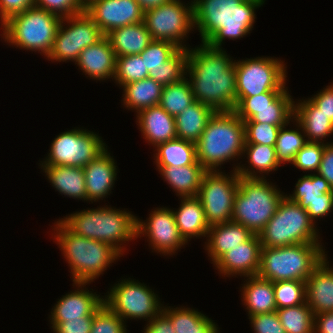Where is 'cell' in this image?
I'll use <instances>...</instances> for the list:
<instances>
[{"label":"cell","instance_id":"29","mask_svg":"<svg viewBox=\"0 0 333 333\" xmlns=\"http://www.w3.org/2000/svg\"><path fill=\"white\" fill-rule=\"evenodd\" d=\"M51 187L75 200L87 202L86 181L82 167L75 166H38Z\"/></svg>","mask_w":333,"mask_h":333},{"label":"cell","instance_id":"4","mask_svg":"<svg viewBox=\"0 0 333 333\" xmlns=\"http://www.w3.org/2000/svg\"><path fill=\"white\" fill-rule=\"evenodd\" d=\"M49 226L51 239L68 264L72 282L93 283L122 257L109 244L73 233L59 219Z\"/></svg>","mask_w":333,"mask_h":333},{"label":"cell","instance_id":"13","mask_svg":"<svg viewBox=\"0 0 333 333\" xmlns=\"http://www.w3.org/2000/svg\"><path fill=\"white\" fill-rule=\"evenodd\" d=\"M196 0L169 1L144 12L145 24L152 40L167 41L180 49H189L186 42L194 28L193 6ZM186 42V43H185Z\"/></svg>","mask_w":333,"mask_h":333},{"label":"cell","instance_id":"2","mask_svg":"<svg viewBox=\"0 0 333 333\" xmlns=\"http://www.w3.org/2000/svg\"><path fill=\"white\" fill-rule=\"evenodd\" d=\"M267 0H196L194 28L200 41L224 48L225 40L246 38L254 29L257 9Z\"/></svg>","mask_w":333,"mask_h":333},{"label":"cell","instance_id":"22","mask_svg":"<svg viewBox=\"0 0 333 333\" xmlns=\"http://www.w3.org/2000/svg\"><path fill=\"white\" fill-rule=\"evenodd\" d=\"M136 125L145 143L155 148L161 143L177 138L175 117L156 105L136 114Z\"/></svg>","mask_w":333,"mask_h":333},{"label":"cell","instance_id":"39","mask_svg":"<svg viewBox=\"0 0 333 333\" xmlns=\"http://www.w3.org/2000/svg\"><path fill=\"white\" fill-rule=\"evenodd\" d=\"M195 101L191 86L186 77L176 83L163 86L159 106L176 117Z\"/></svg>","mask_w":333,"mask_h":333},{"label":"cell","instance_id":"11","mask_svg":"<svg viewBox=\"0 0 333 333\" xmlns=\"http://www.w3.org/2000/svg\"><path fill=\"white\" fill-rule=\"evenodd\" d=\"M103 137L84 127L60 132L51 141L45 158L39 159L38 166H75L84 168L96 159L107 146Z\"/></svg>","mask_w":333,"mask_h":333},{"label":"cell","instance_id":"53","mask_svg":"<svg viewBox=\"0 0 333 333\" xmlns=\"http://www.w3.org/2000/svg\"><path fill=\"white\" fill-rule=\"evenodd\" d=\"M35 0H0V26L15 14L34 6Z\"/></svg>","mask_w":333,"mask_h":333},{"label":"cell","instance_id":"3","mask_svg":"<svg viewBox=\"0 0 333 333\" xmlns=\"http://www.w3.org/2000/svg\"><path fill=\"white\" fill-rule=\"evenodd\" d=\"M106 204L74 211L58 219L73 233L109 244L124 256L129 251L127 244L137 241V216L127 208Z\"/></svg>","mask_w":333,"mask_h":333},{"label":"cell","instance_id":"12","mask_svg":"<svg viewBox=\"0 0 333 333\" xmlns=\"http://www.w3.org/2000/svg\"><path fill=\"white\" fill-rule=\"evenodd\" d=\"M281 59L264 55L240 60L235 58L237 98L284 91L289 80L287 63Z\"/></svg>","mask_w":333,"mask_h":333},{"label":"cell","instance_id":"58","mask_svg":"<svg viewBox=\"0 0 333 333\" xmlns=\"http://www.w3.org/2000/svg\"><path fill=\"white\" fill-rule=\"evenodd\" d=\"M145 12L149 9L156 8L162 4L168 3L170 0H135Z\"/></svg>","mask_w":333,"mask_h":333},{"label":"cell","instance_id":"37","mask_svg":"<svg viewBox=\"0 0 333 333\" xmlns=\"http://www.w3.org/2000/svg\"><path fill=\"white\" fill-rule=\"evenodd\" d=\"M155 166H186L197 161L196 144L180 138L169 140L153 148Z\"/></svg>","mask_w":333,"mask_h":333},{"label":"cell","instance_id":"52","mask_svg":"<svg viewBox=\"0 0 333 333\" xmlns=\"http://www.w3.org/2000/svg\"><path fill=\"white\" fill-rule=\"evenodd\" d=\"M307 98L333 123V82Z\"/></svg>","mask_w":333,"mask_h":333},{"label":"cell","instance_id":"33","mask_svg":"<svg viewBox=\"0 0 333 333\" xmlns=\"http://www.w3.org/2000/svg\"><path fill=\"white\" fill-rule=\"evenodd\" d=\"M106 37L110 40L116 57L140 54L152 41L143 22L114 29Z\"/></svg>","mask_w":333,"mask_h":333},{"label":"cell","instance_id":"51","mask_svg":"<svg viewBox=\"0 0 333 333\" xmlns=\"http://www.w3.org/2000/svg\"><path fill=\"white\" fill-rule=\"evenodd\" d=\"M94 315L81 319H66L65 321H48L52 333H90Z\"/></svg>","mask_w":333,"mask_h":333},{"label":"cell","instance_id":"34","mask_svg":"<svg viewBox=\"0 0 333 333\" xmlns=\"http://www.w3.org/2000/svg\"><path fill=\"white\" fill-rule=\"evenodd\" d=\"M214 112L211 107L195 100L175 117L177 138L196 143Z\"/></svg>","mask_w":333,"mask_h":333},{"label":"cell","instance_id":"21","mask_svg":"<svg viewBox=\"0 0 333 333\" xmlns=\"http://www.w3.org/2000/svg\"><path fill=\"white\" fill-rule=\"evenodd\" d=\"M75 65L89 80L108 82L115 75L116 55L110 40L104 36L95 45L80 52Z\"/></svg>","mask_w":333,"mask_h":333},{"label":"cell","instance_id":"15","mask_svg":"<svg viewBox=\"0 0 333 333\" xmlns=\"http://www.w3.org/2000/svg\"><path fill=\"white\" fill-rule=\"evenodd\" d=\"M225 171H206L200 183L197 197L202 203L209 226L232 219L240 176L236 171Z\"/></svg>","mask_w":333,"mask_h":333},{"label":"cell","instance_id":"38","mask_svg":"<svg viewBox=\"0 0 333 333\" xmlns=\"http://www.w3.org/2000/svg\"><path fill=\"white\" fill-rule=\"evenodd\" d=\"M293 124V125H292ZM293 127H292V126ZM289 126V127H288ZM308 143L300 124L293 118L279 129L275 143L277 160L283 166L290 164L295 155Z\"/></svg>","mask_w":333,"mask_h":333},{"label":"cell","instance_id":"8","mask_svg":"<svg viewBox=\"0 0 333 333\" xmlns=\"http://www.w3.org/2000/svg\"><path fill=\"white\" fill-rule=\"evenodd\" d=\"M271 179L240 177L232 221L258 235L276 213L285 192Z\"/></svg>","mask_w":333,"mask_h":333},{"label":"cell","instance_id":"5","mask_svg":"<svg viewBox=\"0 0 333 333\" xmlns=\"http://www.w3.org/2000/svg\"><path fill=\"white\" fill-rule=\"evenodd\" d=\"M195 144L197 161L206 171H222L231 162L230 170L236 171L245 144L244 123L233 110L215 111Z\"/></svg>","mask_w":333,"mask_h":333},{"label":"cell","instance_id":"18","mask_svg":"<svg viewBox=\"0 0 333 333\" xmlns=\"http://www.w3.org/2000/svg\"><path fill=\"white\" fill-rule=\"evenodd\" d=\"M90 284L92 282H73L74 289L58 298L50 309L49 321L81 319L94 315L104 303V295L89 289Z\"/></svg>","mask_w":333,"mask_h":333},{"label":"cell","instance_id":"47","mask_svg":"<svg viewBox=\"0 0 333 333\" xmlns=\"http://www.w3.org/2000/svg\"><path fill=\"white\" fill-rule=\"evenodd\" d=\"M281 126L284 125L244 123L245 144L275 146Z\"/></svg>","mask_w":333,"mask_h":333},{"label":"cell","instance_id":"44","mask_svg":"<svg viewBox=\"0 0 333 333\" xmlns=\"http://www.w3.org/2000/svg\"><path fill=\"white\" fill-rule=\"evenodd\" d=\"M180 48L173 43L160 40H152L146 49L140 53L148 72L159 69L171 59Z\"/></svg>","mask_w":333,"mask_h":333},{"label":"cell","instance_id":"35","mask_svg":"<svg viewBox=\"0 0 333 333\" xmlns=\"http://www.w3.org/2000/svg\"><path fill=\"white\" fill-rule=\"evenodd\" d=\"M292 202L306 209L312 201L333 200V188L318 173L304 174L297 179L293 191L285 193Z\"/></svg>","mask_w":333,"mask_h":333},{"label":"cell","instance_id":"45","mask_svg":"<svg viewBox=\"0 0 333 333\" xmlns=\"http://www.w3.org/2000/svg\"><path fill=\"white\" fill-rule=\"evenodd\" d=\"M325 146L326 144L321 142H308L295 155L290 164L299 169V171H303L304 174L317 173Z\"/></svg>","mask_w":333,"mask_h":333},{"label":"cell","instance_id":"9","mask_svg":"<svg viewBox=\"0 0 333 333\" xmlns=\"http://www.w3.org/2000/svg\"><path fill=\"white\" fill-rule=\"evenodd\" d=\"M320 232L305 209L284 196L276 213L258 236L262 248H276L300 243H324Z\"/></svg>","mask_w":333,"mask_h":333},{"label":"cell","instance_id":"23","mask_svg":"<svg viewBox=\"0 0 333 333\" xmlns=\"http://www.w3.org/2000/svg\"><path fill=\"white\" fill-rule=\"evenodd\" d=\"M254 234L242 224L235 221H227L223 224L210 226L204 250L211 264H215L225 253L235 246L248 241Z\"/></svg>","mask_w":333,"mask_h":333},{"label":"cell","instance_id":"10","mask_svg":"<svg viewBox=\"0 0 333 333\" xmlns=\"http://www.w3.org/2000/svg\"><path fill=\"white\" fill-rule=\"evenodd\" d=\"M104 294V303L126 324L128 320L145 321L155 318L163 310L164 302L155 291L135 278L118 279Z\"/></svg>","mask_w":333,"mask_h":333},{"label":"cell","instance_id":"46","mask_svg":"<svg viewBox=\"0 0 333 333\" xmlns=\"http://www.w3.org/2000/svg\"><path fill=\"white\" fill-rule=\"evenodd\" d=\"M127 324L105 303L94 313L90 333H129Z\"/></svg>","mask_w":333,"mask_h":333},{"label":"cell","instance_id":"41","mask_svg":"<svg viewBox=\"0 0 333 333\" xmlns=\"http://www.w3.org/2000/svg\"><path fill=\"white\" fill-rule=\"evenodd\" d=\"M149 72L145 68L144 60L140 54L116 57L115 75L113 82L122 86L148 78Z\"/></svg>","mask_w":333,"mask_h":333},{"label":"cell","instance_id":"30","mask_svg":"<svg viewBox=\"0 0 333 333\" xmlns=\"http://www.w3.org/2000/svg\"><path fill=\"white\" fill-rule=\"evenodd\" d=\"M156 171L174 195L179 197H196L199 193L200 183L206 170L196 161L186 166H156Z\"/></svg>","mask_w":333,"mask_h":333},{"label":"cell","instance_id":"54","mask_svg":"<svg viewBox=\"0 0 333 333\" xmlns=\"http://www.w3.org/2000/svg\"><path fill=\"white\" fill-rule=\"evenodd\" d=\"M305 211L309 214L310 220L315 224L317 228H321L318 225V220H324L327 216L331 217L333 214V200H316L312 201ZM331 213V214H330Z\"/></svg>","mask_w":333,"mask_h":333},{"label":"cell","instance_id":"32","mask_svg":"<svg viewBox=\"0 0 333 333\" xmlns=\"http://www.w3.org/2000/svg\"><path fill=\"white\" fill-rule=\"evenodd\" d=\"M120 89L123 90L121 107L123 110L135 112V116L140 110L159 104L163 85L148 77L128 83Z\"/></svg>","mask_w":333,"mask_h":333},{"label":"cell","instance_id":"28","mask_svg":"<svg viewBox=\"0 0 333 333\" xmlns=\"http://www.w3.org/2000/svg\"><path fill=\"white\" fill-rule=\"evenodd\" d=\"M240 286L241 304L245 306L247 316L272 313L277 310L274 297V282L258 275L244 277Z\"/></svg>","mask_w":333,"mask_h":333},{"label":"cell","instance_id":"17","mask_svg":"<svg viewBox=\"0 0 333 333\" xmlns=\"http://www.w3.org/2000/svg\"><path fill=\"white\" fill-rule=\"evenodd\" d=\"M85 12L104 36L112 30L143 22L144 11L135 0H90Z\"/></svg>","mask_w":333,"mask_h":333},{"label":"cell","instance_id":"14","mask_svg":"<svg viewBox=\"0 0 333 333\" xmlns=\"http://www.w3.org/2000/svg\"><path fill=\"white\" fill-rule=\"evenodd\" d=\"M104 37L99 26L84 11L61 19L53 47L46 60L52 63L77 62L80 52Z\"/></svg>","mask_w":333,"mask_h":333},{"label":"cell","instance_id":"57","mask_svg":"<svg viewBox=\"0 0 333 333\" xmlns=\"http://www.w3.org/2000/svg\"><path fill=\"white\" fill-rule=\"evenodd\" d=\"M314 333H333V311L314 315Z\"/></svg>","mask_w":333,"mask_h":333},{"label":"cell","instance_id":"42","mask_svg":"<svg viewBox=\"0 0 333 333\" xmlns=\"http://www.w3.org/2000/svg\"><path fill=\"white\" fill-rule=\"evenodd\" d=\"M188 49H180L159 69L151 70L148 77L163 86L176 83L186 77Z\"/></svg>","mask_w":333,"mask_h":333},{"label":"cell","instance_id":"36","mask_svg":"<svg viewBox=\"0 0 333 333\" xmlns=\"http://www.w3.org/2000/svg\"><path fill=\"white\" fill-rule=\"evenodd\" d=\"M287 87L284 91H268L252 97L236 98L234 112L242 120H250L254 109L294 108V98Z\"/></svg>","mask_w":333,"mask_h":333},{"label":"cell","instance_id":"50","mask_svg":"<svg viewBox=\"0 0 333 333\" xmlns=\"http://www.w3.org/2000/svg\"><path fill=\"white\" fill-rule=\"evenodd\" d=\"M247 318L253 333H286L276 311L256 314Z\"/></svg>","mask_w":333,"mask_h":333},{"label":"cell","instance_id":"24","mask_svg":"<svg viewBox=\"0 0 333 333\" xmlns=\"http://www.w3.org/2000/svg\"><path fill=\"white\" fill-rule=\"evenodd\" d=\"M329 257L327 254L305 281L306 302L314 315L333 311V265Z\"/></svg>","mask_w":333,"mask_h":333},{"label":"cell","instance_id":"25","mask_svg":"<svg viewBox=\"0 0 333 333\" xmlns=\"http://www.w3.org/2000/svg\"><path fill=\"white\" fill-rule=\"evenodd\" d=\"M179 199L178 208L172 207V211L180 235L188 244H191V238L205 240L210 226L207 224L200 199L197 196Z\"/></svg>","mask_w":333,"mask_h":333},{"label":"cell","instance_id":"49","mask_svg":"<svg viewBox=\"0 0 333 333\" xmlns=\"http://www.w3.org/2000/svg\"><path fill=\"white\" fill-rule=\"evenodd\" d=\"M293 118L294 108H263L254 109V116L243 123L286 125Z\"/></svg>","mask_w":333,"mask_h":333},{"label":"cell","instance_id":"16","mask_svg":"<svg viewBox=\"0 0 333 333\" xmlns=\"http://www.w3.org/2000/svg\"><path fill=\"white\" fill-rule=\"evenodd\" d=\"M144 237L151 252L164 258L177 256L189 244L180 235L171 207L151 209L146 220L137 216V239Z\"/></svg>","mask_w":333,"mask_h":333},{"label":"cell","instance_id":"59","mask_svg":"<svg viewBox=\"0 0 333 333\" xmlns=\"http://www.w3.org/2000/svg\"><path fill=\"white\" fill-rule=\"evenodd\" d=\"M84 4L86 5L90 0H83Z\"/></svg>","mask_w":333,"mask_h":333},{"label":"cell","instance_id":"48","mask_svg":"<svg viewBox=\"0 0 333 333\" xmlns=\"http://www.w3.org/2000/svg\"><path fill=\"white\" fill-rule=\"evenodd\" d=\"M34 6L51 12L61 19L80 14L85 11L83 0H35Z\"/></svg>","mask_w":333,"mask_h":333},{"label":"cell","instance_id":"31","mask_svg":"<svg viewBox=\"0 0 333 333\" xmlns=\"http://www.w3.org/2000/svg\"><path fill=\"white\" fill-rule=\"evenodd\" d=\"M162 312L170 319L175 333H220L215 320L188 305L164 304Z\"/></svg>","mask_w":333,"mask_h":333},{"label":"cell","instance_id":"19","mask_svg":"<svg viewBox=\"0 0 333 333\" xmlns=\"http://www.w3.org/2000/svg\"><path fill=\"white\" fill-rule=\"evenodd\" d=\"M262 244L254 234L248 241L225 253L213 266L223 279L244 278L258 275ZM227 277V278H226Z\"/></svg>","mask_w":333,"mask_h":333},{"label":"cell","instance_id":"55","mask_svg":"<svg viewBox=\"0 0 333 333\" xmlns=\"http://www.w3.org/2000/svg\"><path fill=\"white\" fill-rule=\"evenodd\" d=\"M142 328V333H175L170 319L163 312L145 323Z\"/></svg>","mask_w":333,"mask_h":333},{"label":"cell","instance_id":"7","mask_svg":"<svg viewBox=\"0 0 333 333\" xmlns=\"http://www.w3.org/2000/svg\"><path fill=\"white\" fill-rule=\"evenodd\" d=\"M324 243H300L283 247H264L258 276L272 282L306 281L329 251Z\"/></svg>","mask_w":333,"mask_h":333},{"label":"cell","instance_id":"40","mask_svg":"<svg viewBox=\"0 0 333 333\" xmlns=\"http://www.w3.org/2000/svg\"><path fill=\"white\" fill-rule=\"evenodd\" d=\"M276 312L286 333H314V313L307 302Z\"/></svg>","mask_w":333,"mask_h":333},{"label":"cell","instance_id":"43","mask_svg":"<svg viewBox=\"0 0 333 333\" xmlns=\"http://www.w3.org/2000/svg\"><path fill=\"white\" fill-rule=\"evenodd\" d=\"M274 297L277 309L305 303V281L281 280L274 282Z\"/></svg>","mask_w":333,"mask_h":333},{"label":"cell","instance_id":"6","mask_svg":"<svg viewBox=\"0 0 333 333\" xmlns=\"http://www.w3.org/2000/svg\"><path fill=\"white\" fill-rule=\"evenodd\" d=\"M60 22L57 15L33 6L4 22L0 26V38L8 47L40 53L46 59Z\"/></svg>","mask_w":333,"mask_h":333},{"label":"cell","instance_id":"26","mask_svg":"<svg viewBox=\"0 0 333 333\" xmlns=\"http://www.w3.org/2000/svg\"><path fill=\"white\" fill-rule=\"evenodd\" d=\"M242 158L236 172L244 178L267 179L282 167L277 160L275 147L270 145L244 144Z\"/></svg>","mask_w":333,"mask_h":333},{"label":"cell","instance_id":"20","mask_svg":"<svg viewBox=\"0 0 333 333\" xmlns=\"http://www.w3.org/2000/svg\"><path fill=\"white\" fill-rule=\"evenodd\" d=\"M109 148L96 159L90 161L84 168L86 181L87 203H99L111 196L115 182L118 181L117 161Z\"/></svg>","mask_w":333,"mask_h":333},{"label":"cell","instance_id":"1","mask_svg":"<svg viewBox=\"0 0 333 333\" xmlns=\"http://www.w3.org/2000/svg\"><path fill=\"white\" fill-rule=\"evenodd\" d=\"M227 52L202 42L188 49L186 78L194 99L214 111H231L236 106L235 59Z\"/></svg>","mask_w":333,"mask_h":333},{"label":"cell","instance_id":"56","mask_svg":"<svg viewBox=\"0 0 333 333\" xmlns=\"http://www.w3.org/2000/svg\"><path fill=\"white\" fill-rule=\"evenodd\" d=\"M317 173L324 177L333 188V143L326 144Z\"/></svg>","mask_w":333,"mask_h":333},{"label":"cell","instance_id":"27","mask_svg":"<svg viewBox=\"0 0 333 333\" xmlns=\"http://www.w3.org/2000/svg\"><path fill=\"white\" fill-rule=\"evenodd\" d=\"M303 98L294 100V119L302 127L308 142L333 143L329 139L333 135V123L307 97Z\"/></svg>","mask_w":333,"mask_h":333}]
</instances>
